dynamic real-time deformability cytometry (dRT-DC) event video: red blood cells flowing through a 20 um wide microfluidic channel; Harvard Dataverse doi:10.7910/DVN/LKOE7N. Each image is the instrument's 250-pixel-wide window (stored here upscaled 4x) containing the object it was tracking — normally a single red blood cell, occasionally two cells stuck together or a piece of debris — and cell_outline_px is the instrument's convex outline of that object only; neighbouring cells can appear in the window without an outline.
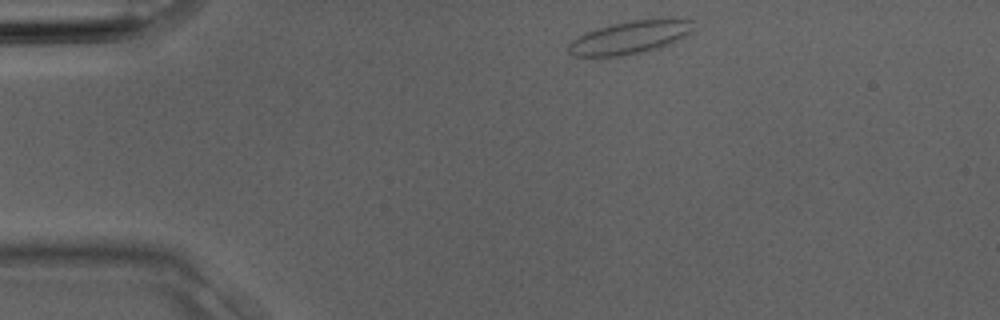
{"species": "Egyptian fruit bat (a non-hibernating species)", "species_latin": "Rousettus aegyptiacus", "temperature_condition": "room temperature", "stored_images_in_passage": 3, "camera_frame_rate_fps": 3000, "um_per_image_px": 0.085, "animal": {"sex": "male"}, "frame": {"image": 1, "passage_image": 1, "time_ms": 0.0, "image_size_px": [1000, 320], "cell_outline_px": [[696, 32], [672, 44], [644, 52], [620, 56], [576, 56], [568, 52], [568, 44], [572, 40], [596, 28], [612, 24], [632, 20], [660, 16], [672, 16], [692, 20]], "centroid_in_image_um": [53.72, 3.13], "position_along_channel_um": 31.3, "area_um2": 24.91}}